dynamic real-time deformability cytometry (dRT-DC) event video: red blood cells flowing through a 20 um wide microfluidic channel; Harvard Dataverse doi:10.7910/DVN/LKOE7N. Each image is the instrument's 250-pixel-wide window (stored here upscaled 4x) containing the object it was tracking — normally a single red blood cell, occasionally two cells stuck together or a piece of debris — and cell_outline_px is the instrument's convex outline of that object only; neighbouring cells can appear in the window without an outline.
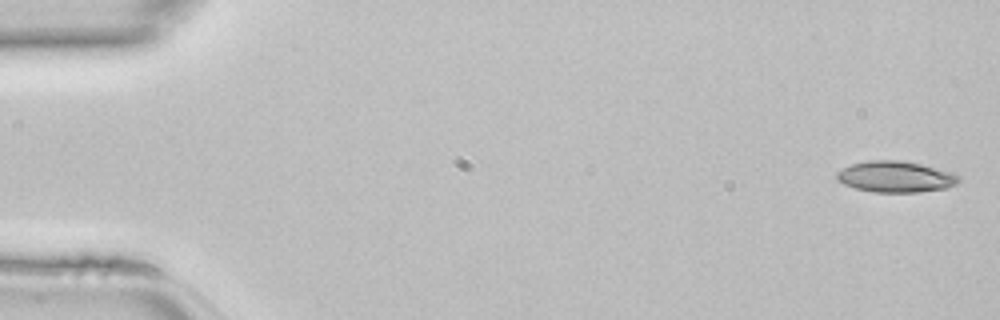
{"species": "common noctule bat (a hibernating species)", "species_latin": "Nyctalus noctula", "temperature_condition": "room temperature", "stored_images_in_passage": 45, "camera_frame_rate_fps": 3000, "um_per_image_px": 0.085, "animal": {"sex": "female", "body_mass_g": 22.7, "forearm_length_mm": 54.2}, "frame": {"image": 1, "passage_image": 1, "time_ms": 0.0, "image_size_px": [1000, 320], "cell_outline_px": [[960, 180], [956, 184], [948, 188], [920, 192], [872, 192], [856, 188], [844, 184], [836, 180], [836, 172], [852, 164], [868, 160], [896, 160], [920, 164], [952, 172], [960, 176]], "centroid_in_image_um": [76.13, 15.03], "position_along_channel_um": 8.9, "area_um2": 22.14}}
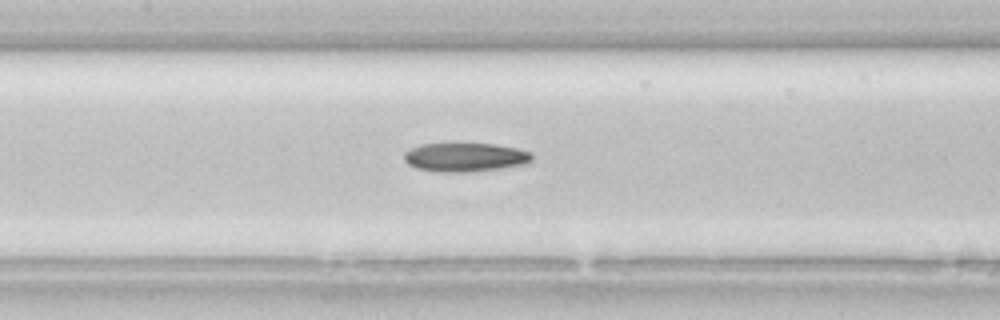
{"frame": {"image": 2, "passage_image": 21, "time_ms": 6.667, "image_size_px": [1000, 320], "cell_outline_px": [[532, 160], [528, 164], [472, 172], [436, 172], [416, 168], [408, 164], [404, 160], [404, 152], [420, 144], [496, 144], [516, 148], [528, 152], [532, 156]], "centroid_in_image_um": [39.52, 13.38], "position_along_channel_um": 167.9, "area_um2": 21.5}}
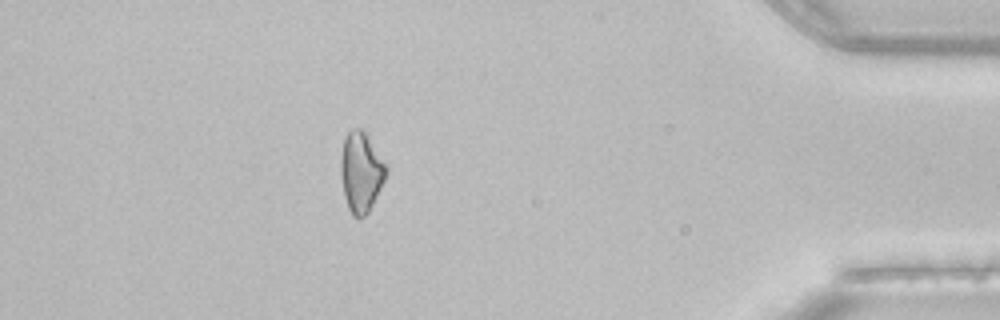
{"frame": {"image": 3, "passage_image": 40, "time_ms": 13.0, "image_size_px": [1000, 320], "cell_outline_px": [[388, 168], [384, 180], [368, 212], [364, 216], [352, 216], [348, 208], [344, 196], [340, 172], [340, 156], [344, 136], [352, 128], [360, 128], [364, 132]], "centroid_in_image_um": [30.64, 14.61], "position_along_channel_um": 404.6, "area_um2": 20.87}}